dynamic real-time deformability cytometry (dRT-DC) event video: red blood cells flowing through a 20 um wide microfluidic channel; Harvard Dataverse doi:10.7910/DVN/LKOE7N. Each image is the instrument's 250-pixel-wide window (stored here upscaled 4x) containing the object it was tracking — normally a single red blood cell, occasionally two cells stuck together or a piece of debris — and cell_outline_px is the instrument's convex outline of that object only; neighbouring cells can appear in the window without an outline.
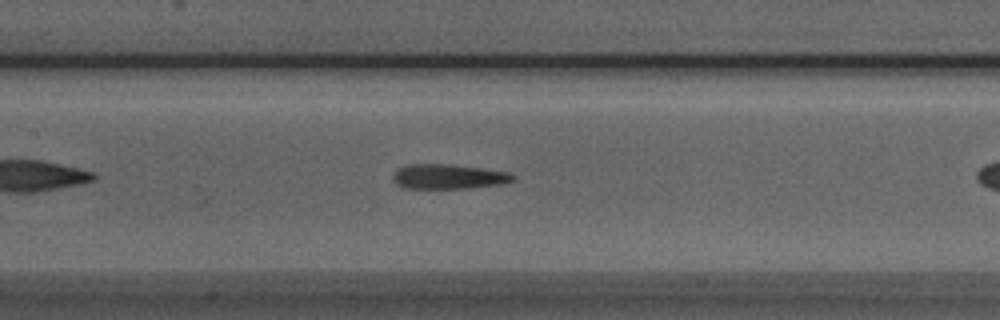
{"species": "Egyptian fruit bat (a non-hibernating species)", "species_latin": "Rousettus aegyptiacus", "temperature_condition": "room temperature", "stored_images_in_passage": 30, "camera_frame_rate_fps": 3000, "um_per_image_px": 0.085, "animal": {"sex": "male"}, "frame": {"image": 1, "passage_image": 13, "time_ms": 4.0, "image_size_px": [1000, 320], "cell_outline_px": [[516, 180], [500, 184], [464, 188], [404, 188], [396, 184], [392, 180], [392, 172], [396, 168], [404, 164], [448, 164], [480, 168], [508, 172], [516, 176]], "centroid_in_image_um": [38.04, 15.0], "position_along_channel_um": 169.4, "area_um2": 17.46}}